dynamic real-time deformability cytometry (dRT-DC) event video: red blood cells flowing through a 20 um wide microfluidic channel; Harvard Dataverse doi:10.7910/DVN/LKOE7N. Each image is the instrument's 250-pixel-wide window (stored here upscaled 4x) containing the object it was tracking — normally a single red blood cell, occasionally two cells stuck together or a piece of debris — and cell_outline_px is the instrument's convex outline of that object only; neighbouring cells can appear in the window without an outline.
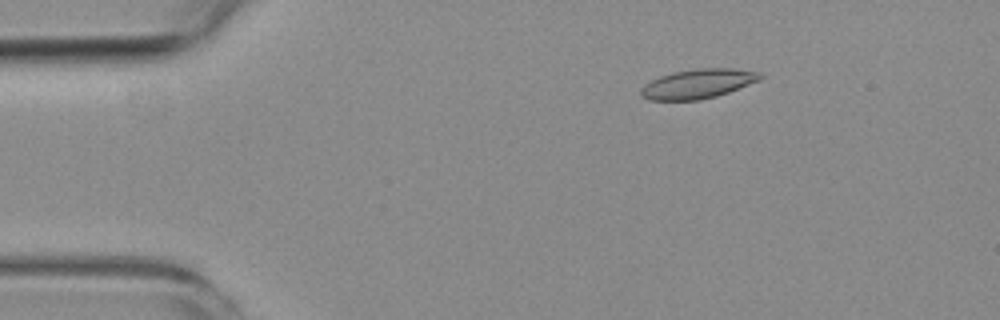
{"species": "common noctule bat (a hibernating species)", "species_latin": "Nyctalus noctula", "temperature_condition": "room temperature", "stored_images_in_passage": 4, "camera_frame_rate_fps": 3000, "um_per_image_px": 0.085, "animal": {"sex": "female", "body_mass_g": 19.3, "forearm_length_mm": 54.1}, "frame": {"image": 1, "passage_image": 2, "time_ms": 1.0, "image_size_px": [1000, 320], "cell_outline_px": [[764, 76], [760, 80], [728, 92], [716, 96], [700, 100], [648, 100], [640, 96], [640, 88], [644, 84], [660, 76], [672, 72], [696, 68], [732, 68], [760, 72]], "centroid_in_image_um": [59.3, 7.12], "position_along_channel_um": 25.7, "area_um2": 20.58}}